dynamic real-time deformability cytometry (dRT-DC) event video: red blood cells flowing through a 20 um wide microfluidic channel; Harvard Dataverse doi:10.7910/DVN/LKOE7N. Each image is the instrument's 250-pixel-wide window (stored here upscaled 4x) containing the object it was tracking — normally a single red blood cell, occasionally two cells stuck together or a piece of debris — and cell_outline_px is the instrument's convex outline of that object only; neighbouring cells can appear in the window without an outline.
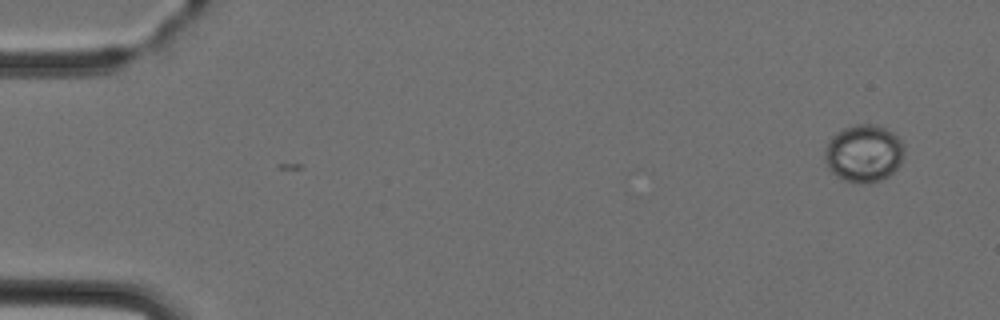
{"species": "Egyptian fruit bat (a non-hibernating species)", "species_latin": "Rousettus aegyptiacus", "temperature_condition": "cold", "stored_images_in_passage": 6, "camera_frame_rate_fps": 3000, "um_per_image_px": 0.085, "animal": {"sex": "female"}, "frame": {"image": 1, "passage_image": 1, "time_ms": 0.0, "image_size_px": [1000, 320], "cell_outline_px": [[904, 156], [900, 164], [888, 176], [880, 180], [868, 184], [860, 184], [844, 180], [836, 176], [828, 168], [824, 160], [824, 152], [828, 140], [836, 132], [844, 128], [856, 124], [872, 124], [884, 128], [892, 132], [904, 144]], "centroid_in_image_um": [73.4, 13.05], "position_along_channel_um": 11.6, "area_um2": 26.82}}
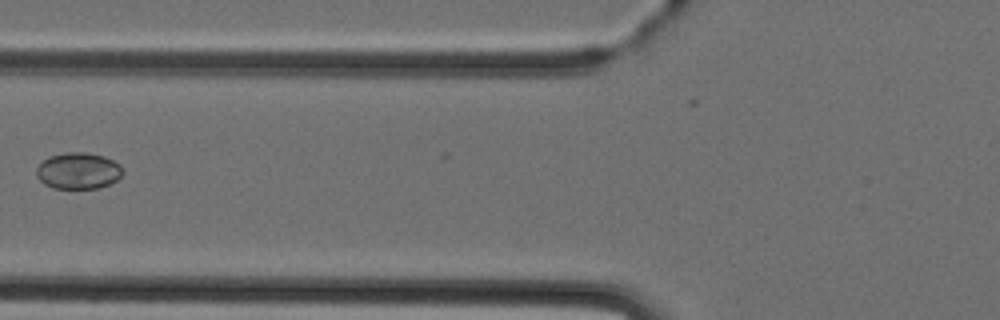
{"frame": {"image": 2, "passage_image": 5, "time_ms": 5.667, "image_size_px": [1000, 320], "cell_outline_px": [[124, 172], [116, 180], [100, 188], [52, 188], [44, 184], [36, 176], [36, 168], [48, 156], [68, 152], [84, 152], [104, 156], [120, 164]], "centroid_in_image_um": [6.64, 14.52], "position_along_channel_um": 119.2, "area_um2": 18.32}}
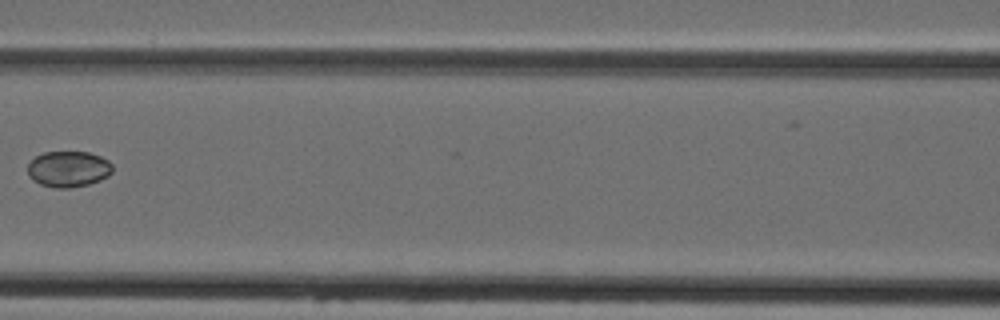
{"frame": {"image": 3, "passage_image": 6, "time_ms": 6.667, "image_size_px": [1000, 320], "cell_outline_px": [[112, 172], [108, 176], [100, 180], [88, 184], [68, 188], [56, 188], [40, 184], [32, 180], [28, 176], [28, 164], [36, 156], [44, 152], [88, 152], [100, 156], [108, 160], [112, 164]], "centroid_in_image_um": [5.81, 14.37], "position_along_channel_um": 160.8, "area_um2": 17.8}}